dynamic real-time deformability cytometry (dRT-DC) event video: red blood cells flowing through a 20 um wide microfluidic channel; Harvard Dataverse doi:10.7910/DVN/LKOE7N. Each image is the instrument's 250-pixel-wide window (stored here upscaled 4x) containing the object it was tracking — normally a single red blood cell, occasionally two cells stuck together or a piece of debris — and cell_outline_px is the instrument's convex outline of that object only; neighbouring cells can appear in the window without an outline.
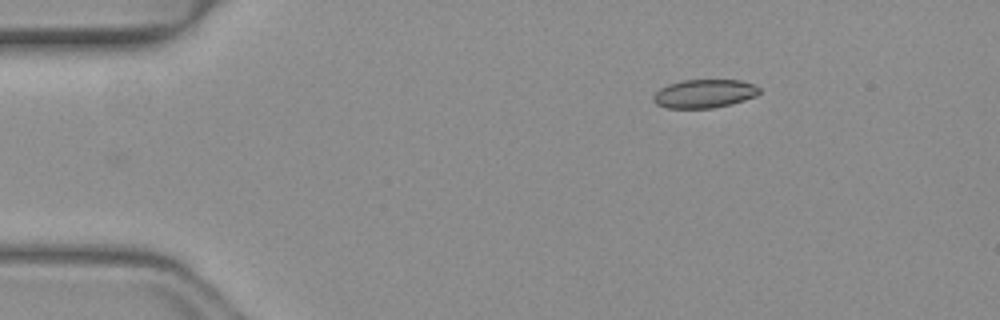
{"species": "common noctule bat (a hibernating species)", "species_latin": "Nyctalus noctula", "temperature_condition": "warm", "stored_images_in_passage": 32, "camera_frame_rate_fps": 3000, "um_per_image_px": 0.085, "animal": {"sex": "female", "body_mass_g": 19.3, "forearm_length_mm": 54.1}, "frame": {"image": 1, "passage_image": 1, "time_ms": 0.0, "image_size_px": [1000, 320], "cell_outline_px": [[760, 92], [756, 96], [732, 104], [712, 108], [668, 108], [656, 104], [652, 100], [652, 96], [660, 88], [668, 84], [680, 80], [740, 80], [752, 84], [760, 88]], "centroid_in_image_um": [59.85, 7.96], "position_along_channel_um": 25.2, "area_um2": 17.69}}
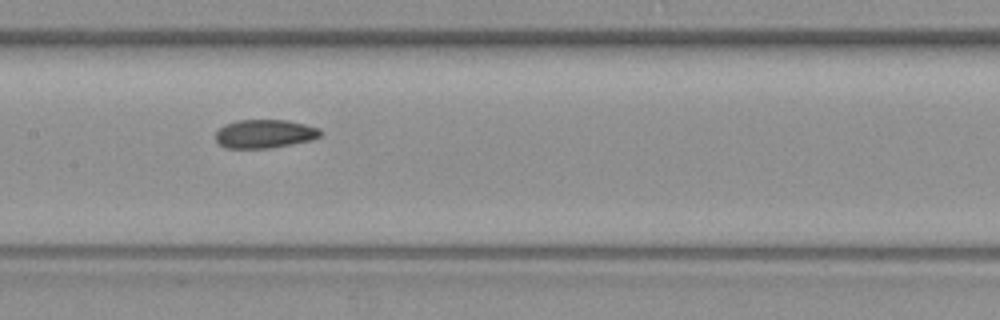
{"frame": {"image": 2, "passage_image": 18, "time_ms": 5.667, "image_size_px": [1000, 320], "cell_outline_px": [[320, 136], [312, 140], [268, 148], [224, 148], [216, 140], [216, 132], [224, 124], [236, 120], [288, 120], [320, 128]], "centroid_in_image_um": [22.47, 11.37], "position_along_channel_um": 184.9, "area_um2": 17.4}}
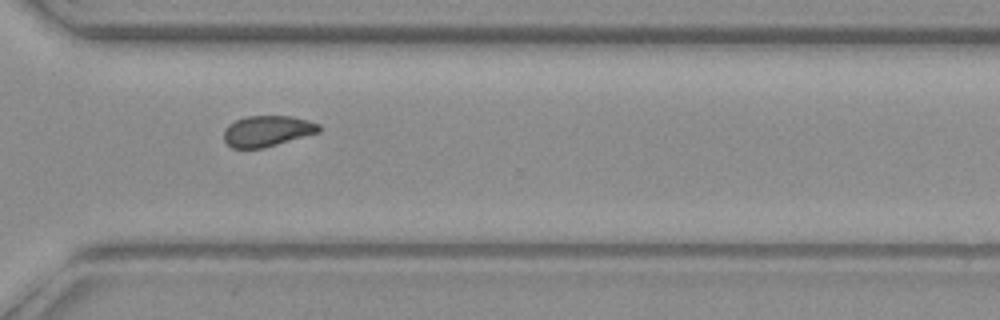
{"frame": {"image": 3, "passage_image": 30, "time_ms": 9.667, "image_size_px": [1000, 320], "cell_outline_px": [[320, 132], [264, 148], [232, 148], [224, 140], [224, 132], [228, 124], [244, 116], [292, 116], [308, 120], [320, 124]], "centroid_in_image_um": [22.72, 11.13], "position_along_channel_um": 347.9, "area_um2": 17.17}, "authors_computed_cell_mechanics": {"area_um2": 17.6579, "velocity_mm_per_s": 4.088, "shape_relaxation_time_tau1_ms": null, "shape_relaxation_time_tau2_ms": 1.9195, "deformation_change_tau1": null, "deformation_change_tau2": 0.0667}}